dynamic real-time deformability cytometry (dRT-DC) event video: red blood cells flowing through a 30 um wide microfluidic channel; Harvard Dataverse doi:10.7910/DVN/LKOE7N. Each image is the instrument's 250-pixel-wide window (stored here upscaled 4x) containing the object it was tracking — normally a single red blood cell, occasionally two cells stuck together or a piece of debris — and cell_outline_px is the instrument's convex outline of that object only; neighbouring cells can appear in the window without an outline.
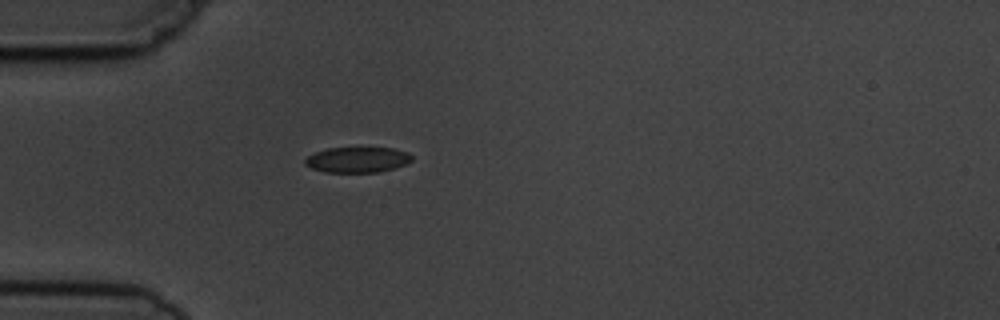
{"species": "common noctule bat (a hibernating species)", "species_latin": "Nyctalus noctula", "temperature_condition": "cold", "stored_images_in_passage": 1, "camera_frame_rate_fps": 3000, "um_per_image_px": 0.085, "animal": {"sex": "male", "body_mass_g": 19.5, "forearm_length_mm": 54.6}, "frame": {"image": 1, "passage_image": 1, "time_ms": 0.0, "image_size_px": [1000, 320], "cell_outline_px": [[412, 160], [404, 164], [392, 168], [376, 172], [324, 172], [312, 168], [304, 164], [304, 160], [308, 156], [316, 152], [328, 148], [392, 148], [408, 152], [412, 156]], "centroid_in_image_um": [30.36, 13.57], "position_along_channel_um": 54.6, "area_um2": 15.66}}